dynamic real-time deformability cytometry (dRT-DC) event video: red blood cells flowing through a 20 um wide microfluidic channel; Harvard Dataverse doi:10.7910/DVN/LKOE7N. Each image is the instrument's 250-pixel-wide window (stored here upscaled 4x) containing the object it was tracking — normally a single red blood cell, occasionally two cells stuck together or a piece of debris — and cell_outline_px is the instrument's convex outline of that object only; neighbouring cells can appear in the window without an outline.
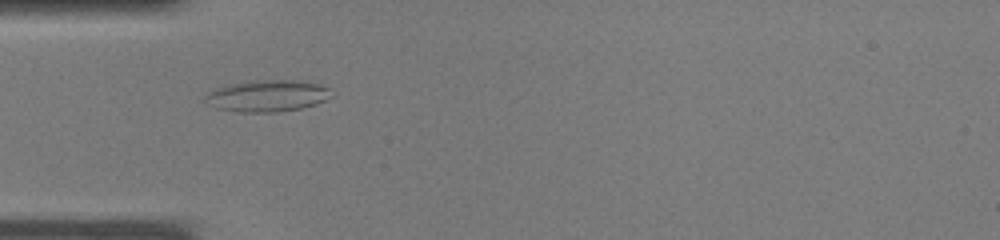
{"species": "common noctule bat (a hibernating species)", "species_latin": "Nyctalus noctula", "temperature_condition": "warm", "stored_images_in_passage": 20, "camera_frame_rate_fps": 3000, "um_per_image_px": 0.085, "animal": {"sex": "male", "body_mass_g": 19.0, "forearm_length_mm": 50.8}, "frame": {"image": 1, "passage_image": 1, "time_ms": 0.0, "image_size_px": [1000, 240], "cell_outline_px": [[332, 96], [316, 104], [300, 108], [276, 112], [240, 112], [216, 108], [208, 104], [204, 100], [204, 96], [208, 92], [216, 88], [232, 84], [256, 80], [308, 80], [320, 84], [328, 88]], "centroid_in_image_um": [22.73, 8.14], "position_along_channel_um": 62.3, "area_um2": 23.29}}
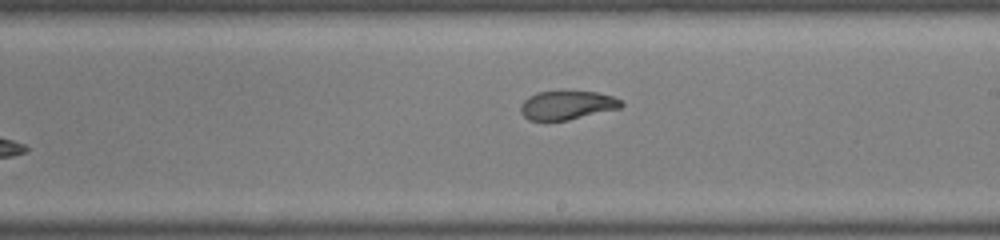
{"frame": {"image": 2, "passage_image": 11, "time_ms": 3.333, "image_size_px": [1000, 240], "cell_outline_px": [[624, 104], [620, 108], [568, 120], [528, 120], [520, 112], [520, 104], [528, 96], [536, 92], [596, 92], [612, 96], [620, 100]], "centroid_in_image_um": [48.17, 8.95], "position_along_channel_um": 240.8, "area_um2": 16.7}}
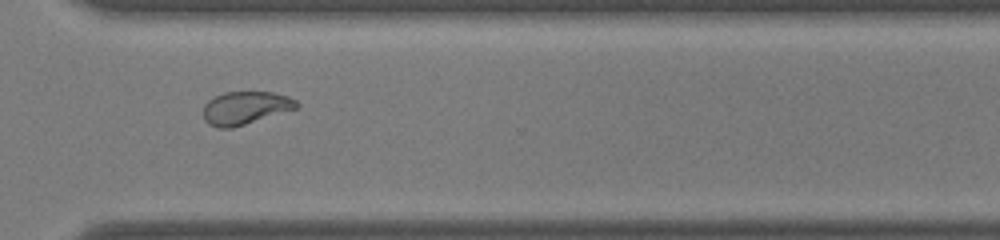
{"frame": {"image": 3, "passage_image": 17, "time_ms": 5.333, "image_size_px": [1000, 240], "cell_outline_px": [[300, 108], [232, 128], [220, 128], [208, 124], [204, 120], [204, 104], [208, 100], [224, 92], [272, 92], [288, 96], [296, 100], [300, 104]], "centroid_in_image_um": [20.89, 9.17], "position_along_channel_um": 349.7, "area_um2": 18.09}}